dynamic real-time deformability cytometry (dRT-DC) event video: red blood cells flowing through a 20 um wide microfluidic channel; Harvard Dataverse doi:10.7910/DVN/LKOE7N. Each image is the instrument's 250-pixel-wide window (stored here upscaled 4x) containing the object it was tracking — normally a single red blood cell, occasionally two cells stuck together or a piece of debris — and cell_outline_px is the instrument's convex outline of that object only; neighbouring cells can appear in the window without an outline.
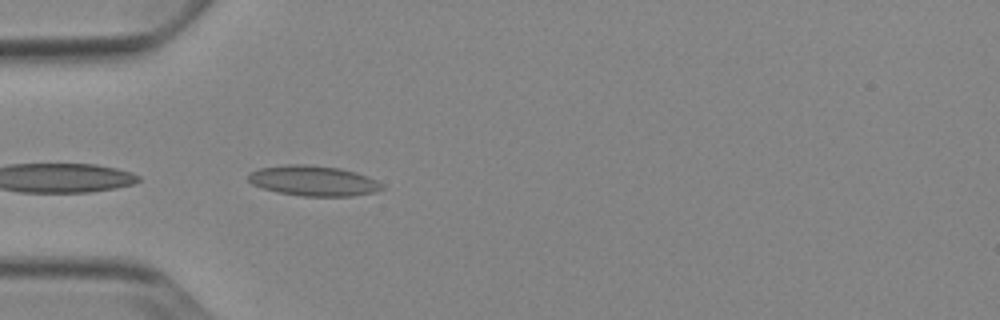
{"species": "Egyptian fruit bat (a non-hibernating species)", "species_latin": "Rousettus aegyptiacus", "temperature_condition": "cold", "stored_images_in_passage": 10, "camera_frame_rate_fps": 3000, "um_per_image_px": 0.085, "animal": {"sex": "female"}, "frame": {"image": 1, "passage_image": 1, "time_ms": 0.0, "image_size_px": [1000, 320], "cell_outline_px": [[384, 188], [376, 192], [352, 196], [304, 196], [276, 192], [252, 184], [248, 180], [248, 176], [252, 172], [260, 168], [284, 164], [308, 164], [340, 168], [356, 172], [376, 180]], "centroid_in_image_um": [26.64, 15.36], "position_along_channel_um": 58.4, "area_um2": 23.52}}